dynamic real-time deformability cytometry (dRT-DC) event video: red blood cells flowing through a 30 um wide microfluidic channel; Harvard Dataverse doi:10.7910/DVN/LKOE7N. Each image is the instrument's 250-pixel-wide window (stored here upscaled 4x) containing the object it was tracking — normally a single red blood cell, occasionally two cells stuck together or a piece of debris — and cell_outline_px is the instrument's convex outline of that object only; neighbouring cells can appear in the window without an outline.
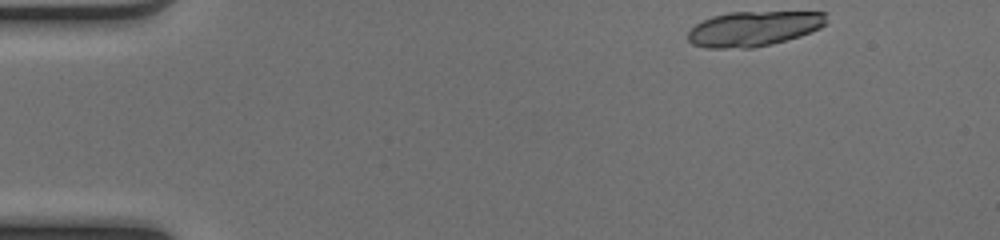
{"species": "common noctule bat (a hibernating species)", "species_latin": "Nyctalus noctula", "temperature_condition": "cold", "stored_images_in_passage": 13, "camera_frame_rate_fps": 3000, "um_per_image_px": 0.085, "animal": {"sex": "female", "body_mass_g": 17.0, "forearm_length_mm": 48.0}, "frame": {"image": 1, "passage_image": 1, "time_ms": 0.0, "image_size_px": [1000, 240], "cell_outline_px": [[828, 24], [820, 28], [800, 36], [772, 44], [752, 48], [708, 48], [692, 44], [688, 40], [688, 32], [696, 24], [712, 16], [728, 12], [824, 12]], "centroid_in_image_um": [64.06, 2.44], "position_along_channel_um": 20.9, "area_um2": 28.26}}